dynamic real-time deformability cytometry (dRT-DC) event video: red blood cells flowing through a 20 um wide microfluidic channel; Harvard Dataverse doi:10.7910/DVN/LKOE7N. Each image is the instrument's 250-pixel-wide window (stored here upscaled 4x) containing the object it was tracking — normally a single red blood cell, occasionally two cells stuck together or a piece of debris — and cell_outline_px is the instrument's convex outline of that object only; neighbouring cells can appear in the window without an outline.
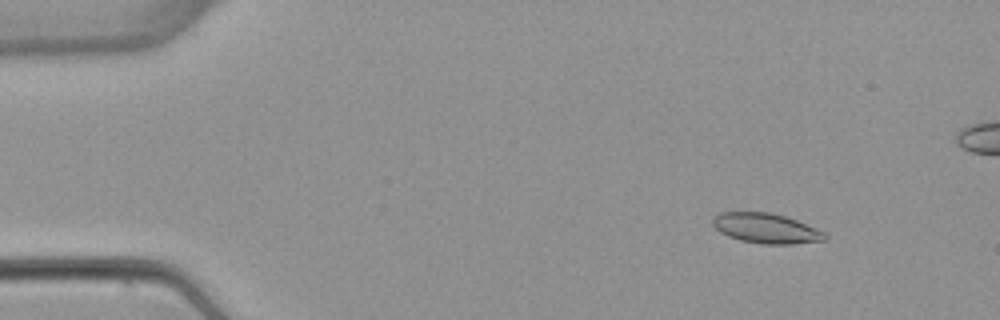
{"species": "common noctule bat (a hibernating species)", "species_latin": "Nyctalus noctula", "temperature_condition": "warm", "stored_images_in_passage": 5, "camera_frame_rate_fps": 3000, "um_per_image_px": 0.085, "animal": {"sex": "female", "body_mass_g": 22.7, "forearm_length_mm": 54.2}, "frame": {"image": 1, "passage_image": 2, "time_ms": 1.333, "image_size_px": [1000, 320], "cell_outline_px": [[828, 236], [824, 240], [792, 244], [760, 244], [740, 240], [728, 236], [720, 232], [712, 224], [712, 216], [720, 212], [768, 212], [784, 216], [796, 220], [816, 228], [824, 232]], "centroid_in_image_um": [65.08, 19.4], "position_along_channel_um": 19.9, "area_um2": 19.59}}